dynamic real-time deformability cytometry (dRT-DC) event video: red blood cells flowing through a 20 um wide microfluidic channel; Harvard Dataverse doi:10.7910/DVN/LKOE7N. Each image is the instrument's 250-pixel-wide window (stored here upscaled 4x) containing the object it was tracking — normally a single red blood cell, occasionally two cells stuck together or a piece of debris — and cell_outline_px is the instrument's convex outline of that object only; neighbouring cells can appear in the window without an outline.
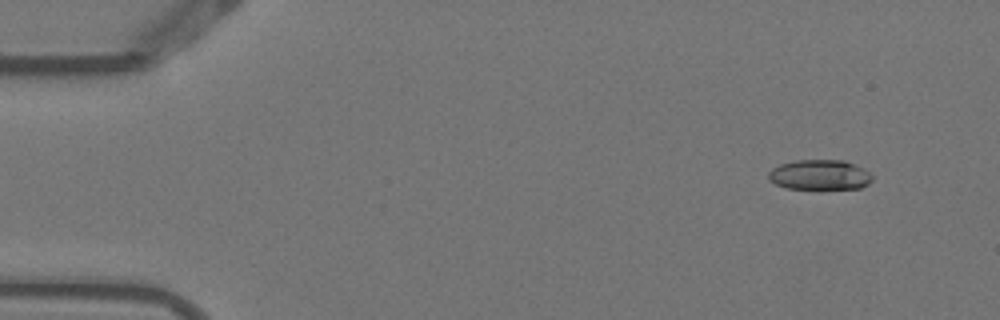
{"species": "Egyptian fruit bat (a non-hibernating species)", "species_latin": "Rousettus aegyptiacus", "temperature_condition": "warm", "stored_images_in_passage": 5, "camera_frame_rate_fps": 3000, "um_per_image_px": 0.085, "animal": {"sex": "female"}, "frame": {"image": 1, "passage_image": 2, "time_ms": 0.333, "image_size_px": [1000, 320], "cell_outline_px": [[872, 180], [868, 184], [860, 188], [788, 188], [776, 184], [768, 180], [768, 172], [772, 168], [780, 164], [796, 160], [844, 160], [864, 168], [872, 176]], "centroid_in_image_um": [69.66, 14.85], "position_along_channel_um": 15.3, "area_um2": 18.09}}
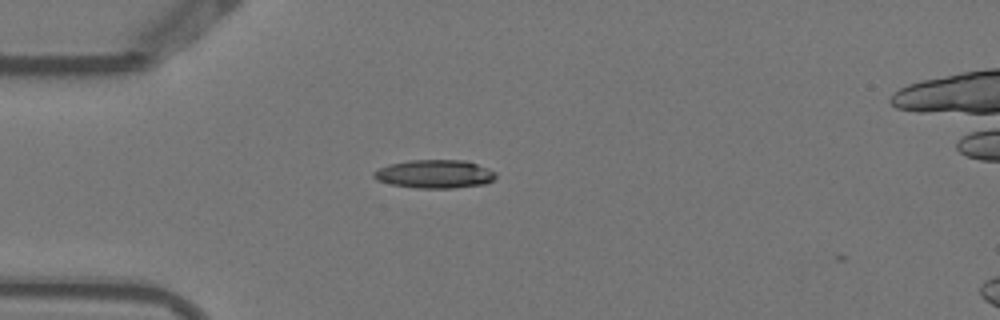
{"frame": {"image": 2, "passage_image": 4, "time_ms": 1.0, "image_size_px": [1000, 320], "cell_outline_px": [[496, 176], [492, 180], [484, 184], [456, 188], [416, 188], [392, 184], [376, 180], [372, 176], [372, 172], [388, 164], [408, 160], [464, 160], [488, 168], [496, 172]], "centroid_in_image_um": [36.93, 14.79], "position_along_channel_um": 48.1, "area_um2": 20.23}}